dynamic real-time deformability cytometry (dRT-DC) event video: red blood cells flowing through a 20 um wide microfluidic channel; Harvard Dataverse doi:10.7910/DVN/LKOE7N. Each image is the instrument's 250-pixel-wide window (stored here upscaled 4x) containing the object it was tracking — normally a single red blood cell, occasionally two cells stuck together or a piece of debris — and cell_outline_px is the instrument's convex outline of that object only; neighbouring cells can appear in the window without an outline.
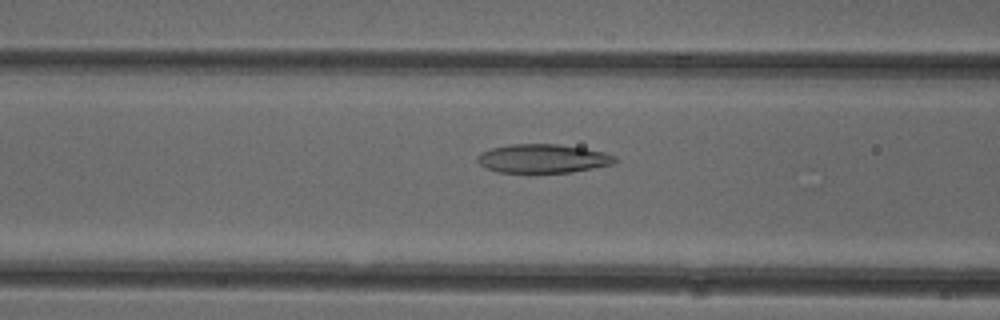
{"species": "common noctule bat (a hibernating species)", "species_latin": "Nyctalus noctula", "temperature_condition": "cold", "stored_images_in_passage": 51, "camera_frame_rate_fps": 3000, "um_per_image_px": 0.085, "animal": {"sex": "female"}, "frame": {"image": 1, "passage_image": 20, "time_ms": 6.333, "image_size_px": [1000, 320], "cell_outline_px": [[616, 160], [612, 164], [572, 172], [496, 172], [484, 168], [476, 160], [476, 156], [480, 152], [492, 148], [508, 144], [556, 144], [584, 148], [604, 152], [616, 156]], "centroid_in_image_um": [46.09, 13.47], "position_along_channel_um": 120.5, "area_um2": 23.06}}
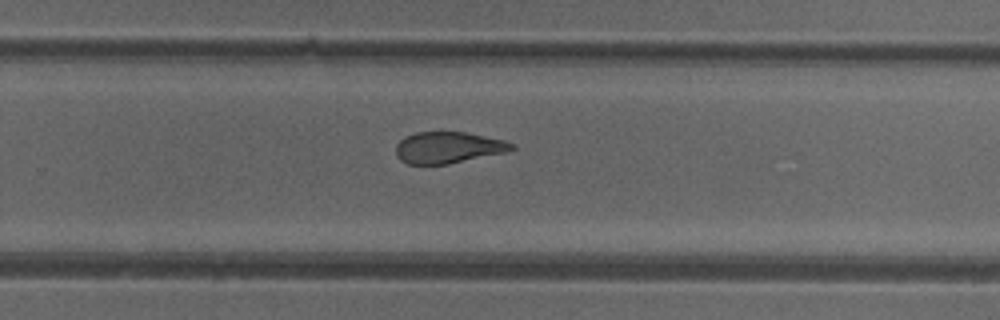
{"frame": {"image": 2, "passage_image": 33, "time_ms": 10.667, "image_size_px": [1000, 320], "cell_outline_px": [[516, 148], [508, 152], [448, 164], [408, 164], [400, 160], [396, 156], [396, 144], [404, 136], [416, 132], [464, 132], [504, 140], [516, 144]], "centroid_in_image_um": [38.1, 12.54], "position_along_channel_um": 291.7, "area_um2": 21.39}}
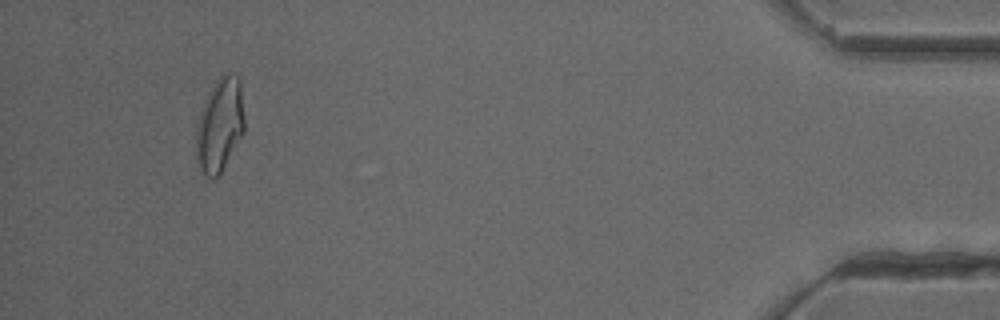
{"frame": {"image": 3, "passage_image": 48, "time_ms": 15.667, "image_size_px": [1000, 320], "cell_outline_px": [[244, 132], [220, 172], [212, 180], [204, 176], [200, 172], [196, 156], [196, 128], [200, 112], [208, 92], [216, 80], [228, 72], [236, 76], [240, 80], [244, 116]], "centroid_in_image_um": [18.66, 10.64], "position_along_channel_um": 416.5, "area_um2": 26.3}, "authors_computed_cell_mechanics": {"area_um2": 24.276, "velocity_mm_per_s": 3.9542, "shape_relaxation_time_tau1_ms": null, "shape_relaxation_time_tau2_ms": 2.6631, "deformation_change_tau1": null, "deformation_change_tau2": 0.112}}